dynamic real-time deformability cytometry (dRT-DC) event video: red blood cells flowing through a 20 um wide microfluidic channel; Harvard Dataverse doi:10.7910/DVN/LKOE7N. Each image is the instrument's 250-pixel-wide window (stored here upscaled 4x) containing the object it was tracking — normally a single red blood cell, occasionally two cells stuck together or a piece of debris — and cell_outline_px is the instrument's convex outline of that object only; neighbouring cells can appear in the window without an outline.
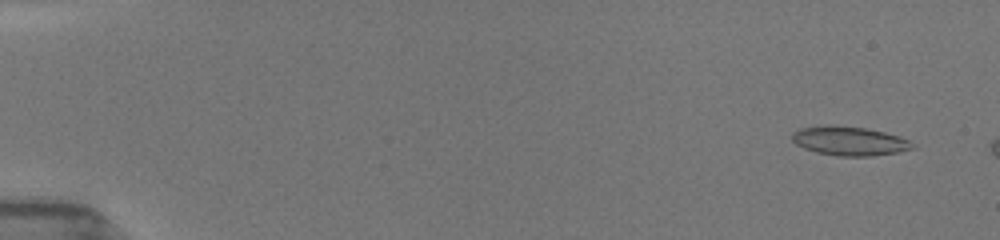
{"species": "common noctule bat (a hibernating species)", "species_latin": "Nyctalus noctula", "temperature_condition": "room temperature", "stored_images_in_passage": 28, "camera_frame_rate_fps": 3000, "um_per_image_px": 0.085, "animal": {"sex": "female", "body_mass_g": 19.5, "forearm_length_mm": 54.1}, "frame": {"image": 1, "passage_image": 3, "time_ms": 0.667, "image_size_px": [1000, 240], "cell_outline_px": [[916, 148], [900, 152], [872, 156], [836, 156], [816, 152], [804, 148], [796, 144], [792, 140], [792, 132], [800, 128], [828, 124], [864, 128], [884, 132], [900, 136], [916, 144]], "centroid_in_image_um": [72.22, 11.98], "position_along_channel_um": 12.8, "area_um2": 20.63}}
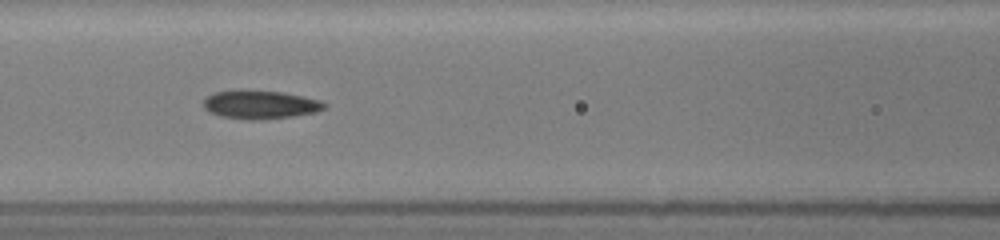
{"frame": {"image": 2, "passage_image": 22, "time_ms": 7.667, "image_size_px": [1000, 240], "cell_outline_px": [[328, 104], [324, 108], [316, 112], [292, 116], [256, 120], [248, 120], [220, 116], [208, 112], [204, 108], [204, 100], [208, 96], [216, 92], [240, 88], [284, 92], [320, 100]], "centroid_in_image_um": [22.09, 8.87], "position_along_channel_um": 144.5, "area_um2": 20.4}}
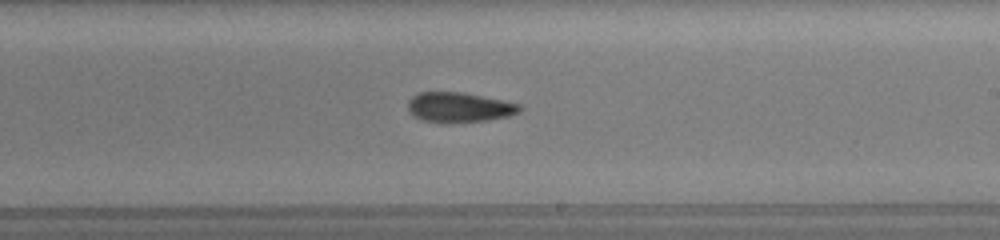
{"frame": {"image": 3, "passage_image": 28, "time_ms": 10.333, "image_size_px": [1000, 240], "cell_outline_px": [[524, 108], [520, 112], [508, 116], [488, 120], [448, 124], [420, 120], [412, 116], [408, 112], [408, 100], [412, 96], [420, 92], [464, 92], [504, 100], [520, 104]], "centroid_in_image_um": [39.02, 9.13], "position_along_channel_um": 250.0, "area_um2": 20.06}}